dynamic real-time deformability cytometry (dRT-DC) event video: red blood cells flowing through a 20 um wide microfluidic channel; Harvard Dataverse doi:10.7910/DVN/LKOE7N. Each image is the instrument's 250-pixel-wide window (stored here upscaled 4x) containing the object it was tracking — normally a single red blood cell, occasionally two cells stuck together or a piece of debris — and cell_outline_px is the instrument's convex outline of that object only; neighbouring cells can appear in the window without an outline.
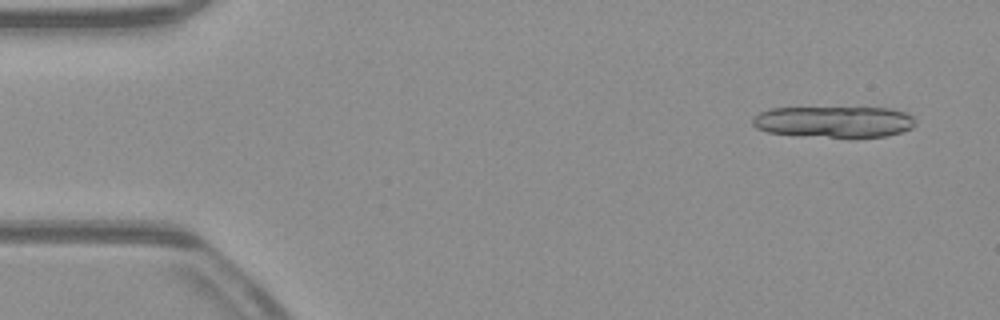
{"species": "common noctule bat (a hibernating species)", "species_latin": "Nyctalus noctula", "temperature_condition": "warm", "stored_images_in_passage": 26, "camera_frame_rate_fps": 3000, "um_per_image_px": 0.085, "animal": {"sex": "male", "body_mass_g": 23.1, "forearm_length_mm": 52.7}, "frame": {"image": 1, "passage_image": 3, "time_ms": 0.667, "image_size_px": [1000, 320], "cell_outline_px": [[916, 124], [912, 128], [888, 136], [852, 140], [768, 132], [756, 128], [752, 124], [752, 116], [760, 112], [772, 108], [892, 108], [904, 112], [912, 116], [916, 120]], "centroid_in_image_um": [70.94, 10.39], "position_along_channel_um": 14.1, "area_um2": 30.58}}